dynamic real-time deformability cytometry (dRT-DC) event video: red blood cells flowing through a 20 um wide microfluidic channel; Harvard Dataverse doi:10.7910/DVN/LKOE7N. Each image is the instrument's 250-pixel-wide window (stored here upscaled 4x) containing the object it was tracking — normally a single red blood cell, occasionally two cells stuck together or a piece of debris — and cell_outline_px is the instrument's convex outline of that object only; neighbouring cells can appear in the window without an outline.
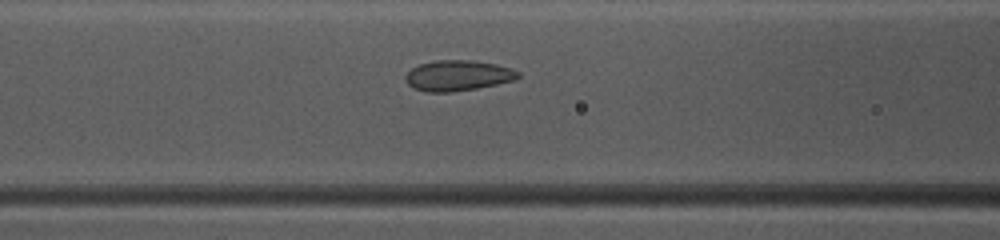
{"species": "common noctule bat (a hibernating species)", "species_latin": "Nyctalus noctula", "temperature_condition": "warm", "stored_images_in_passage": 30, "camera_frame_rate_fps": 3000, "um_per_image_px": 0.085, "animal": {"sex": "female", "body_mass_g": 10.0, "forearm_length_mm": 53.1}, "frame": {"image": 1, "passage_image": 6, "time_ms": 1.667, "image_size_px": [1000, 240], "cell_outline_px": [[520, 76], [512, 80], [496, 84], [476, 88], [452, 92], [428, 92], [412, 88], [404, 80], [404, 76], [412, 68], [420, 64], [436, 60], [472, 60], [496, 64], [512, 68], [520, 72]], "centroid_in_image_um": [38.89, 6.42], "position_along_channel_um": 127.7, "area_um2": 20.06}}
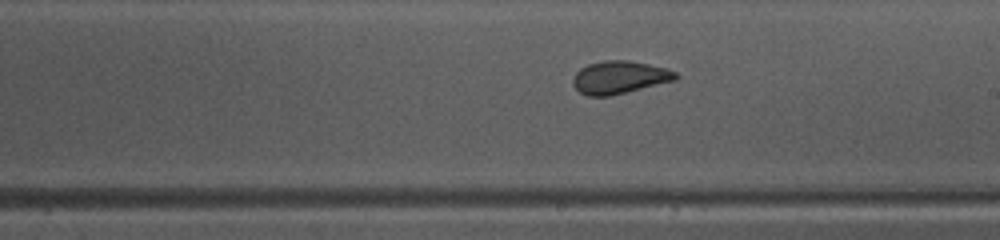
{"frame": {"image": 2, "passage_image": 14, "time_ms": 4.333, "image_size_px": [1000, 240], "cell_outline_px": [[680, 76], [676, 80], [612, 96], [588, 96], [580, 92], [572, 84], [572, 80], [576, 72], [580, 68], [588, 64], [604, 60], [628, 60], [648, 64], [664, 68], [676, 72]], "centroid_in_image_um": [52.65, 6.58], "position_along_channel_um": 236.3, "area_um2": 19.71}}
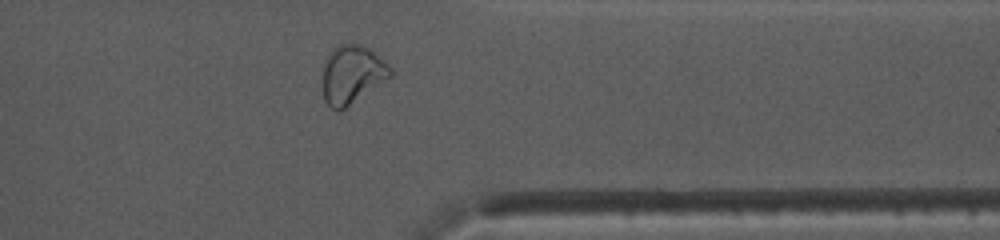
{"frame": {"image": 3, "passage_image": 25, "time_ms": 8.0, "image_size_px": [1000, 240], "cell_outline_px": [[392, 76], [340, 112], [332, 108], [324, 100], [324, 60], [336, 44], [360, 44], [368, 48], [384, 60], [392, 68]], "centroid_in_image_um": [29.94, 6.33], "position_along_channel_um": 381.5, "area_um2": 22.95}, "authors_computed_cell_mechanics": {"area_um2": 19.7387, "velocity_mm_per_s": 4.0743, "shape_relaxation_time_tau1_ms": 6.356, "shape_relaxation_time_tau2_ms": 1.1503, "deformation_change_tau1": 0.1566, "deformation_change_tau2": 0.0464}}